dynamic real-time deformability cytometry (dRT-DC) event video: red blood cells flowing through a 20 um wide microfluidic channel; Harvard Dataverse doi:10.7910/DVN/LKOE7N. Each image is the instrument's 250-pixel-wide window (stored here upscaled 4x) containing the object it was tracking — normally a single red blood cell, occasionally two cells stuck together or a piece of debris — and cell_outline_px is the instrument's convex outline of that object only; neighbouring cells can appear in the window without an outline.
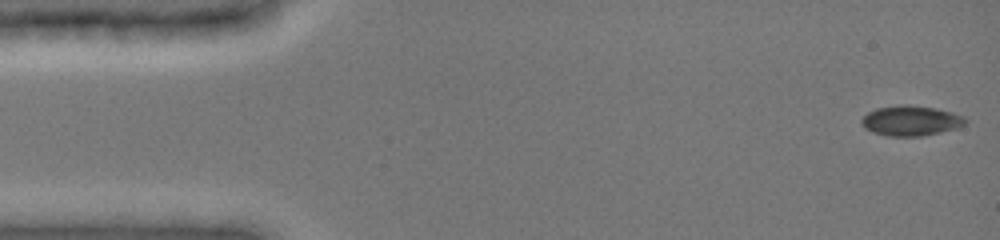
{"species": "common noctule bat (a hibernating species)", "species_latin": "Nyctalus noctula", "temperature_condition": "cold", "stored_images_in_passage": 6, "camera_frame_rate_fps": 3000, "um_per_image_px": 0.085, "animal": {"sex": "female", "body_mass_g": 19.0, "forearm_length_mm": 51.5}, "frame": {"image": 1, "passage_image": 1, "time_ms": 0.0, "image_size_px": [1000, 240], "cell_outline_px": [[968, 120], [964, 124], [956, 128], [940, 132], [920, 136], [888, 136], [872, 132], [864, 128], [860, 120], [868, 112], [876, 108], [900, 104], [904, 104], [936, 108], [952, 112], [964, 116]], "centroid_in_image_um": [77.41, 10.25], "position_along_channel_um": 7.6, "area_um2": 18.26}}
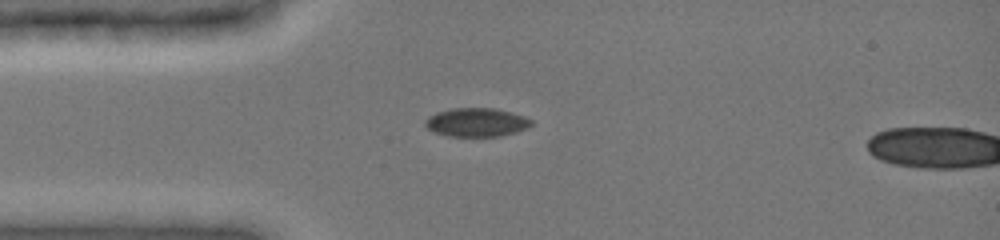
{"frame": {"image": 2, "passage_image": 5, "time_ms": 3.667, "image_size_px": [1000, 240], "cell_outline_px": [[532, 124], [528, 128], [516, 132], [500, 136], [448, 136], [436, 132], [428, 128], [424, 124], [424, 120], [428, 116], [436, 112], [452, 108], [496, 108], [512, 112], [524, 116], [532, 120]], "centroid_in_image_um": [40.51, 10.39], "position_along_channel_um": 44.5, "area_um2": 17.8}}